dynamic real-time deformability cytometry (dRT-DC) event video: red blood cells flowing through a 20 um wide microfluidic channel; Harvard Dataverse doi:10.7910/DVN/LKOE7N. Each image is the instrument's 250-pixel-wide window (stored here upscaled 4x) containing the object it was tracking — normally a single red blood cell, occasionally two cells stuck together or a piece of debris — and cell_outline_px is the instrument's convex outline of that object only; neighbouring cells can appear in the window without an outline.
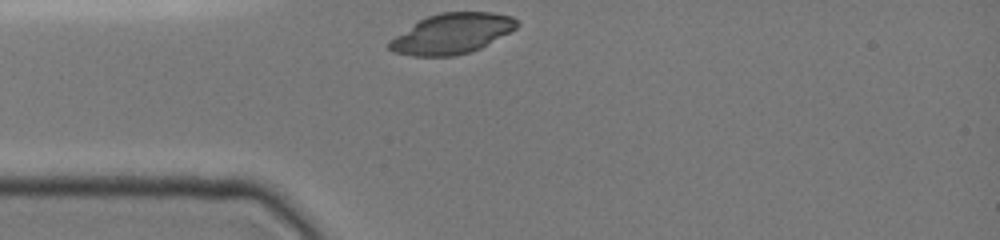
{"species": "common noctule bat (a hibernating species)", "species_latin": "Nyctalus noctula", "temperature_condition": "cold", "stored_images_in_passage": 29, "camera_frame_rate_fps": 3000, "um_per_image_px": 0.085, "animal": {"sex": "female", "body_mass_g": 19.0, "forearm_length_mm": 51.5}, "frame": {"image": 1, "passage_image": 1, "time_ms": 0.0, "image_size_px": [1000, 240], "cell_outline_px": [[520, 24], [516, 28], [480, 48], [468, 52], [452, 56], [412, 56], [392, 52], [388, 48], [388, 40], [420, 20], [428, 16], [440, 12], [492, 12], [512, 16]], "centroid_in_image_um": [38.39, 2.86], "position_along_channel_um": 46.6, "area_um2": 29.77}}
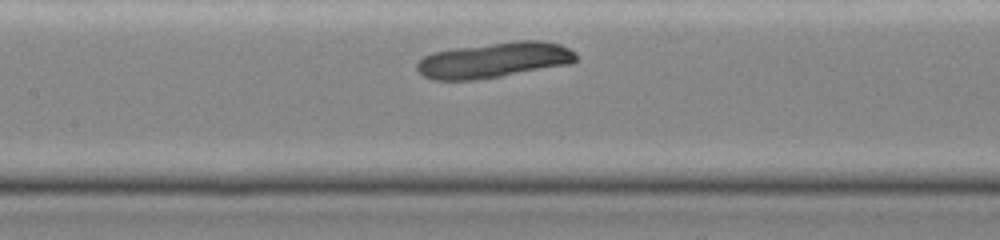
{"frame": {"image": 2, "passage_image": 11, "time_ms": 3.333, "image_size_px": [1000, 240], "cell_outline_px": [[576, 60], [572, 64], [476, 80], [432, 80], [424, 76], [416, 68], [416, 64], [424, 56], [432, 52], [452, 48], [520, 40], [544, 40], [560, 44], [576, 52]], "centroid_in_image_um": [42.01, 5.1], "position_along_channel_um": 165.4, "area_um2": 33.06}}
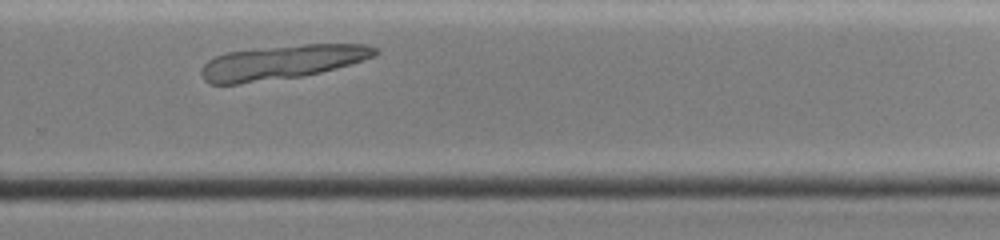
{"frame": {"image": 3, "passage_image": 22, "time_ms": 7.0, "image_size_px": [1000, 240], "cell_outline_px": [[380, 52], [372, 56], [336, 68], [304, 76], [236, 84], [208, 84], [204, 80], [200, 72], [200, 68], [208, 60], [216, 56], [228, 52], [304, 44], [368, 44], [376, 48]], "centroid_in_image_um": [23.92, 5.3], "position_along_channel_um": 305.9, "area_um2": 34.22}}